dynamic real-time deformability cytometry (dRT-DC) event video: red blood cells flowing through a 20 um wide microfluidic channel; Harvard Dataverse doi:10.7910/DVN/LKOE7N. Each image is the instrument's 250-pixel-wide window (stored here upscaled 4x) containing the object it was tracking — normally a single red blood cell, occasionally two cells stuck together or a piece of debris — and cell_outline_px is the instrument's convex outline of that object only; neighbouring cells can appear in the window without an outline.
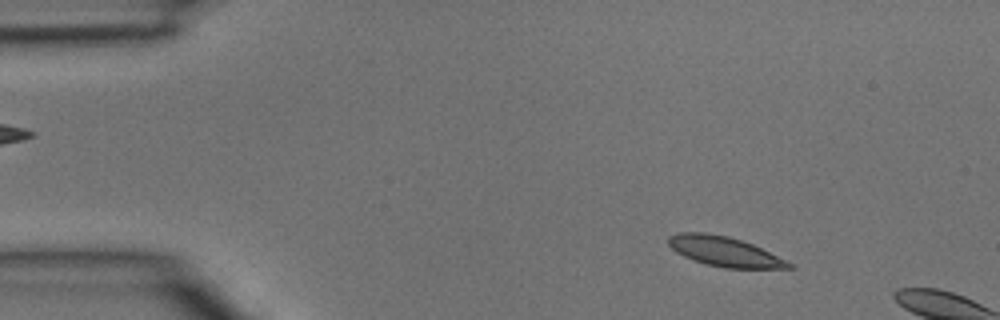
{"species": "common noctule bat (a hibernating species)", "species_latin": "Nyctalus noctula", "temperature_condition": "room temperature", "stored_images_in_passage": 2, "camera_frame_rate_fps": 3000, "um_per_image_px": 0.085, "animal": {"sex": "male", "body_mass_g": 15.6}, "frame": {"image": 1, "passage_image": 1, "time_ms": 0.0, "image_size_px": [1000, 320], "cell_outline_px": [[796, 268], [724, 268], [708, 264], [684, 256], [676, 252], [668, 244], [668, 236], [680, 232], [704, 232], [728, 236], [752, 244], [796, 264]], "centroid_in_image_um": [61.62, 21.37], "position_along_channel_um": 23.4, "area_um2": 20.81}}